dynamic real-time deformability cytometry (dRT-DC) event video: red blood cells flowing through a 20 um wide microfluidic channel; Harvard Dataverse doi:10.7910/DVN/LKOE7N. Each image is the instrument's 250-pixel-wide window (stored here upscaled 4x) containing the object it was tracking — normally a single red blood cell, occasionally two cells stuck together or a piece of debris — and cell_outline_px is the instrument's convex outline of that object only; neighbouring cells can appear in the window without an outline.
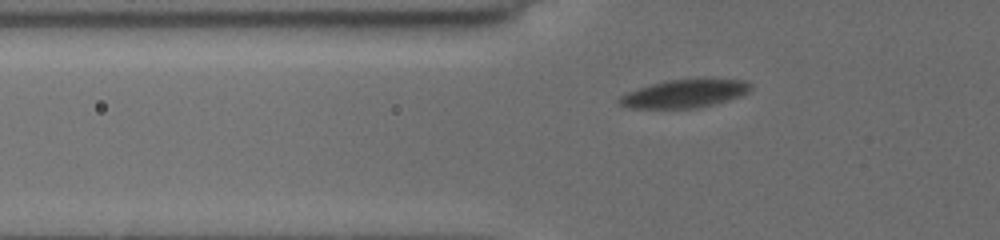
{"species": "common noctule bat (a hibernating species)", "species_latin": "Nyctalus noctula", "temperature_condition": "cold", "stored_images_in_passage": 4, "camera_frame_rate_fps": 3000, "um_per_image_px": 0.085, "animal": {"sex": "female", "body_mass_g": 19.5, "forearm_length_mm": 54.1}, "frame": {"image": 1, "passage_image": 4, "time_ms": 4.667, "image_size_px": [1000, 240], "cell_outline_px": [[752, 84], [748, 92], [740, 96], [728, 100], [700, 108], [628, 108], [620, 104], [616, 100], [620, 96], [628, 92], [664, 80], [712, 76], [744, 80]], "centroid_in_image_um": [58.26, 7.91], "position_along_channel_um": 67.5, "area_um2": 22.31}}